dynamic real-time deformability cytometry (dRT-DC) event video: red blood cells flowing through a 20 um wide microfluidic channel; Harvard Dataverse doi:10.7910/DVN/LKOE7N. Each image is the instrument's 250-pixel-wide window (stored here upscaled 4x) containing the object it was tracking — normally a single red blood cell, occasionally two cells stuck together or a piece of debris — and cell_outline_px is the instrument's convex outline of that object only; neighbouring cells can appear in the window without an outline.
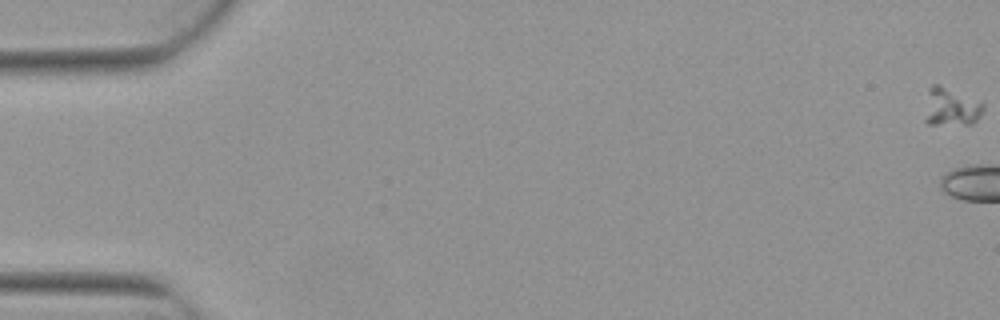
{"species": "Egyptian fruit bat (a non-hibernating species)", "species_latin": "Rousettus aegyptiacus", "temperature_condition": "warm", "stored_images_in_passage": 5, "segment_of_instrument_passage": [2, 2], "camera_frame_rate_fps": 3000, "um_per_image_px": 0.085, "animal": {"sex": "female"}, "frame": {"image": 1, "passage_image": 5, "time_ms": 1.333, "image_size_px": [1000, 320], "cell_outline_px": [[984, 108], [980, 116], [972, 124], [928, 124], [924, 120], [928, 88], [932, 84], [940, 84], [984, 104]], "centroid_in_image_um": [80.8, 9.09], "position_along_channel_um": 4.2, "area_um2": 12.89}}